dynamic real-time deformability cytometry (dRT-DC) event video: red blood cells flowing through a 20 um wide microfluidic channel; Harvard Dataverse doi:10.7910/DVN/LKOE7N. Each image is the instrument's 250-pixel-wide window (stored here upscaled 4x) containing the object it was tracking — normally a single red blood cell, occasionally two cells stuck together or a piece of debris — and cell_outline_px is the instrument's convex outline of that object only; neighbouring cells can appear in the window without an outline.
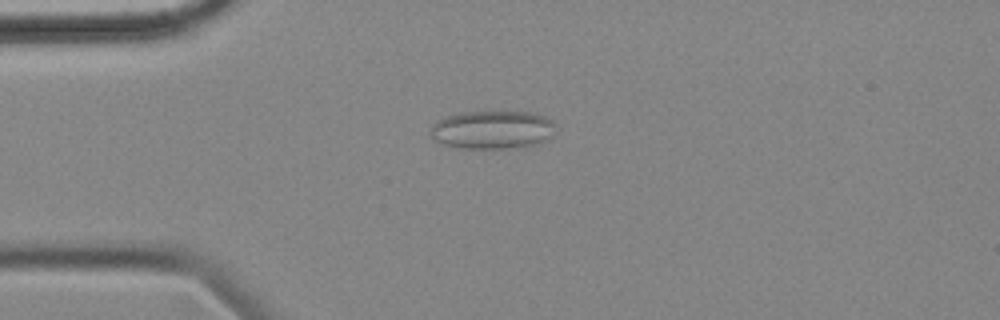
{"species": "common noctule bat (a hibernating species)", "species_latin": "Nyctalus noctula", "temperature_condition": "cold", "stored_images_in_passage": 55, "camera_frame_rate_fps": 3000, "um_per_image_px": 0.085, "animal": {"sex": "female", "body_mass_g": 18.4}, "frame": {"image": 1, "passage_image": 13, "time_ms": 4.0, "image_size_px": [1000, 320], "cell_outline_px": [[556, 124], [552, 136], [536, 144], [520, 148], [460, 148], [444, 144], [432, 140], [432, 124], [436, 120], [460, 112], [528, 112], [544, 116], [552, 120]], "centroid_in_image_um": [41.86, 11.03], "position_along_channel_um": 43.1, "area_um2": 27.98}}
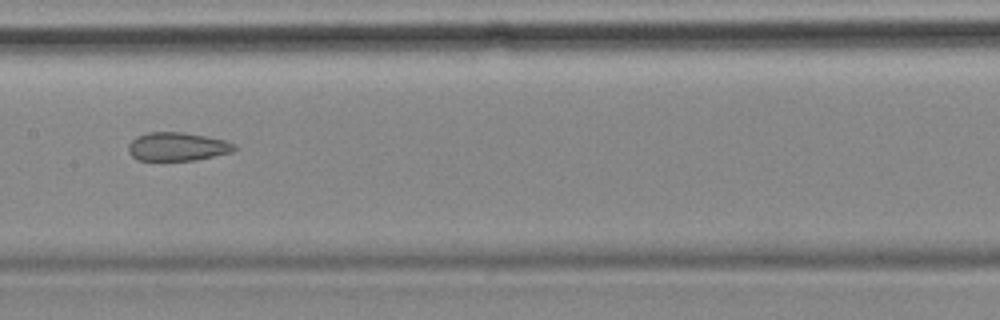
{"frame": {"image": 2, "passage_image": 27, "time_ms": 8.667, "image_size_px": [1000, 320], "cell_outline_px": [[236, 148], [232, 152], [196, 160], [136, 160], [128, 152], [128, 144], [136, 136], [148, 132], [184, 132], [224, 140], [232, 144]], "centroid_in_image_um": [15.02, 12.46], "position_along_channel_um": 192.4, "area_um2": 17.51}}
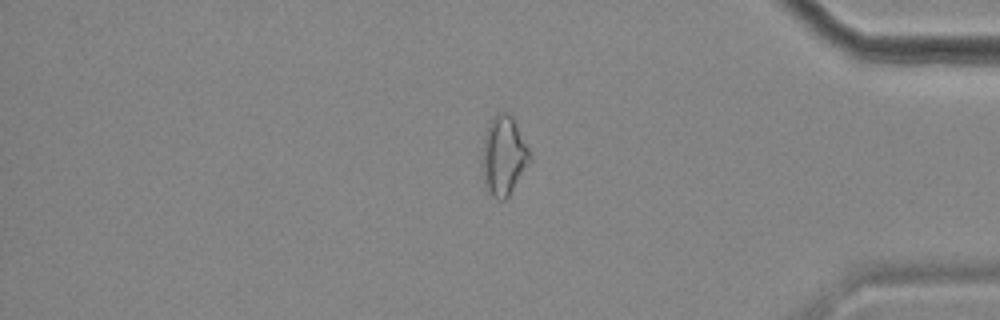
{"frame": {"image": 3, "passage_image": 46, "time_ms": 15.0, "image_size_px": [1000, 320], "cell_outline_px": [[532, 160], [508, 196], [504, 200], [496, 200], [484, 188], [484, 136], [488, 124], [500, 112], [508, 112], [512, 116], [528, 148]], "centroid_in_image_um": [42.83, 13.27], "position_along_channel_um": 392.4, "area_um2": 21.5}, "authors_computed_cell_mechanics": {"area_um2": 21.964, "velocity_mm_per_s": 3.5755, "shape_relaxation_time_tau1_ms": null, "shape_relaxation_time_tau2_ms": 2.8991, "deformation_change_tau1": null, "deformation_change_tau2": 0.1091}}